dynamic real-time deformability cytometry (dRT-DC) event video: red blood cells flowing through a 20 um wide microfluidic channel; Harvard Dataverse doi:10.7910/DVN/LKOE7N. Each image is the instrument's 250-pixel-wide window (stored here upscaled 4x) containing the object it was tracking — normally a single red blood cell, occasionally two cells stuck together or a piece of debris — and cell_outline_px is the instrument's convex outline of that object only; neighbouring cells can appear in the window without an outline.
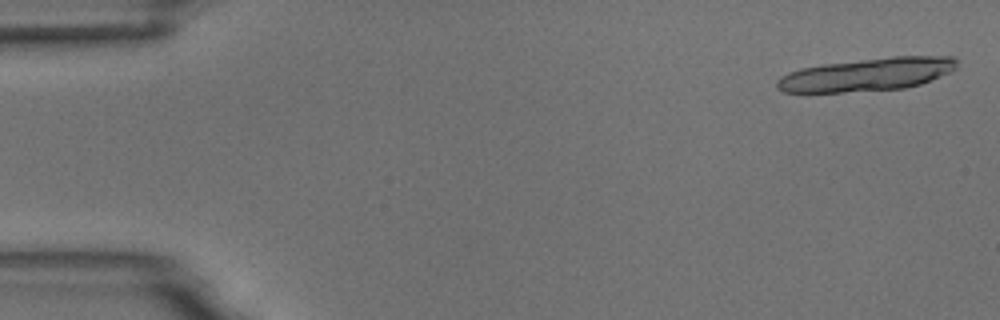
{"species": "common noctule bat (a hibernating species)", "species_latin": "Nyctalus noctula", "temperature_condition": "room temperature", "stored_images_in_passage": 4, "camera_frame_rate_fps": 3000, "um_per_image_px": 0.085, "animal": {"sex": "male", "body_mass_g": 18.8}, "frame": {"image": 1, "passage_image": 1, "time_ms": 0.0, "image_size_px": [1000, 320], "cell_outline_px": [[956, 68], [940, 76], [920, 84], [904, 88], [844, 92], [784, 92], [776, 88], [776, 80], [780, 76], [788, 72], [800, 68], [824, 64], [892, 56], [952, 56], [956, 60]], "centroid_in_image_um": [73.65, 6.33], "position_along_channel_um": 11.4, "area_um2": 34.45}}